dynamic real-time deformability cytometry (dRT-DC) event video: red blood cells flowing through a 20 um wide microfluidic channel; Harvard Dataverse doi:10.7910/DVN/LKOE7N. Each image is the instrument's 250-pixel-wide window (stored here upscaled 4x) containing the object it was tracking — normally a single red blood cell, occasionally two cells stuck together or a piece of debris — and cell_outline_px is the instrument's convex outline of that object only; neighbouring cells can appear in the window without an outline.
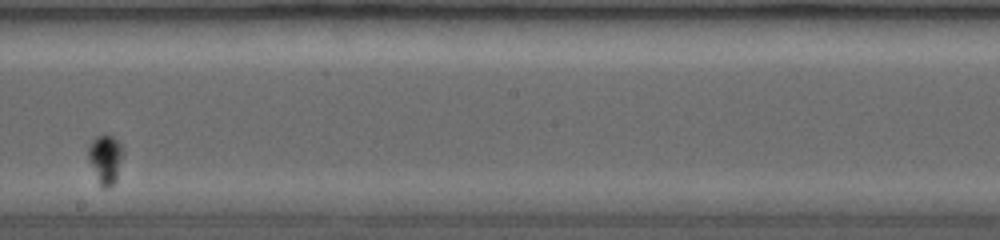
{"species": "common noctule bat (a hibernating species)", "species_latin": "Nyctalus noctula", "temperature_condition": "room temperature", "stored_images_in_passage": 6, "camera_frame_rate_fps": 3500, "um_per_image_px": 0.085, "animal": {"sex": "female", "body_mass_g": 19.0, "forearm_length_mm": 53.3}, "frame": {"image": 1, "passage_image": 5, "time_ms": 4.286, "image_size_px": [1000, 240], "cell_outline_px": [[124, 152], [116, 180], [108, 188], [100, 188], [88, 160], [88, 144], [96, 136], [112, 136], [124, 148]], "centroid_in_image_um": [8.95, 13.55], "position_along_channel_um": 239.3, "area_um2": 10.06}}